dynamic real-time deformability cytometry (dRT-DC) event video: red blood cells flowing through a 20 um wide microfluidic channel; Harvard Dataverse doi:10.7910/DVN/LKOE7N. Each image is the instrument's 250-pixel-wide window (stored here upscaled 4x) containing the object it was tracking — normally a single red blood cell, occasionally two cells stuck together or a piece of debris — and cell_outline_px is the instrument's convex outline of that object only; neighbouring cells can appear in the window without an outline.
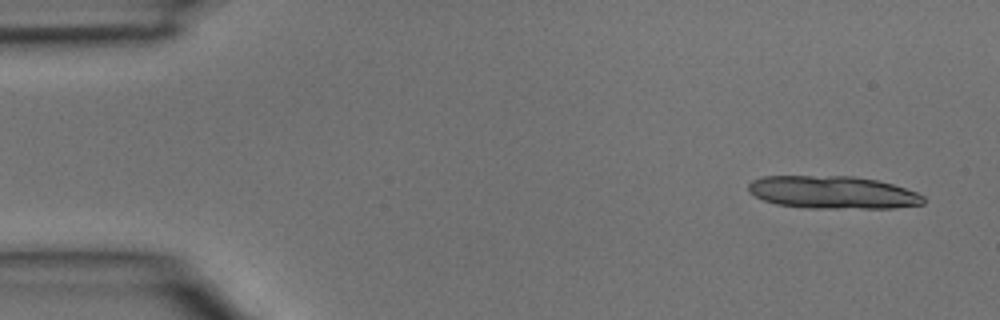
{"species": "common noctule bat (a hibernating species)", "species_latin": "Nyctalus noctula", "temperature_condition": "room temperature", "stored_images_in_passage": 4, "camera_frame_rate_fps": 3000, "um_per_image_px": 0.085, "animal": {"sex": "male", "body_mass_g": 15.6}, "frame": {"image": 1, "passage_image": 1, "time_ms": 0.0, "image_size_px": [1000, 320], "cell_outline_px": [[924, 204], [896, 208], [804, 208], [776, 204], [764, 200], [756, 196], [748, 188], [748, 184], [752, 180], [764, 176], [852, 176], [876, 180], [892, 184], [916, 192], [924, 196]], "centroid_in_image_um": [70.8, 16.36], "position_along_channel_um": 14.2, "area_um2": 33.35}}